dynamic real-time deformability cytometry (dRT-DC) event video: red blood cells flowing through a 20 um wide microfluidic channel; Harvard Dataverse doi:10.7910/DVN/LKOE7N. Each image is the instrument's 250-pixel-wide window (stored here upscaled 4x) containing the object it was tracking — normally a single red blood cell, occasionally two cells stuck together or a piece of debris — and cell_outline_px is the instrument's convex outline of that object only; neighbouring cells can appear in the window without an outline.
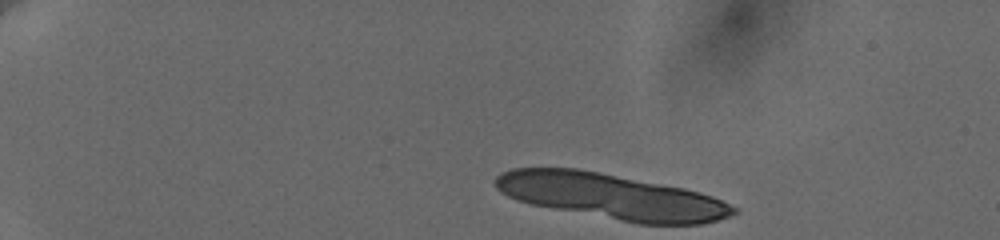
{"species": "human", "species_latin": "Homo sapiens", "temperature_condition": "cold", "stored_images_in_passage": 11, "camera_frame_rate_fps": 3000, "um_per_image_px": 0.085, "donor": {"sex": "female"}, "frame": {"image": 1, "passage_image": 1, "time_ms": 0.0, "image_size_px": [1000, 240], "cell_outline_px": [[740, 212], [704, 224], [640, 224], [532, 204], [516, 200], [500, 192], [496, 188], [496, 176], [512, 168], [576, 168], [600, 172], [684, 188], [712, 196], [740, 208]], "centroid_in_image_um": [52.01, 16.69], "position_along_channel_um": 33.0, "area_um2": 62.77}}